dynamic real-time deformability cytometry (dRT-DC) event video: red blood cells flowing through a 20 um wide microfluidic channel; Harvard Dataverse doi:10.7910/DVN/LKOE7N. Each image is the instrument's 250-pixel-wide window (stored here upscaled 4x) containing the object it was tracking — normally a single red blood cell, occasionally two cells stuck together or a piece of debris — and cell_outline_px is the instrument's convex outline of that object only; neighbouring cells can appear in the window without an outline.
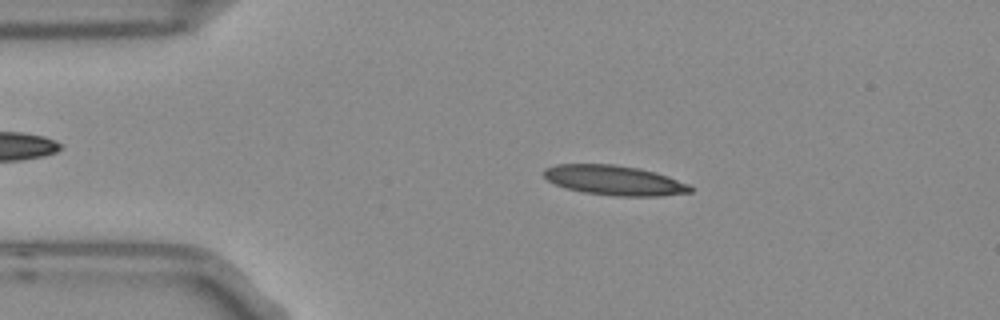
{"species": "Egyptian fruit bat (a non-hibernating species)", "species_latin": "Rousettus aegyptiacus", "temperature_condition": "room temperature", "stored_images_in_passage": 3, "camera_frame_rate_fps": 3000, "um_per_image_px": 0.085, "frame": {"image": 1, "passage_image": 2, "time_ms": 0.333, "image_size_px": [1000, 320], "cell_outline_px": [[692, 192], [660, 196], [612, 196], [584, 192], [568, 188], [556, 184], [548, 180], [544, 176], [544, 168], [556, 164], [612, 164], [640, 168], [656, 172], [668, 176], [688, 184], [692, 188]], "centroid_in_image_um": [52.23, 15.32], "position_along_channel_um": 32.8, "area_um2": 25.37}}